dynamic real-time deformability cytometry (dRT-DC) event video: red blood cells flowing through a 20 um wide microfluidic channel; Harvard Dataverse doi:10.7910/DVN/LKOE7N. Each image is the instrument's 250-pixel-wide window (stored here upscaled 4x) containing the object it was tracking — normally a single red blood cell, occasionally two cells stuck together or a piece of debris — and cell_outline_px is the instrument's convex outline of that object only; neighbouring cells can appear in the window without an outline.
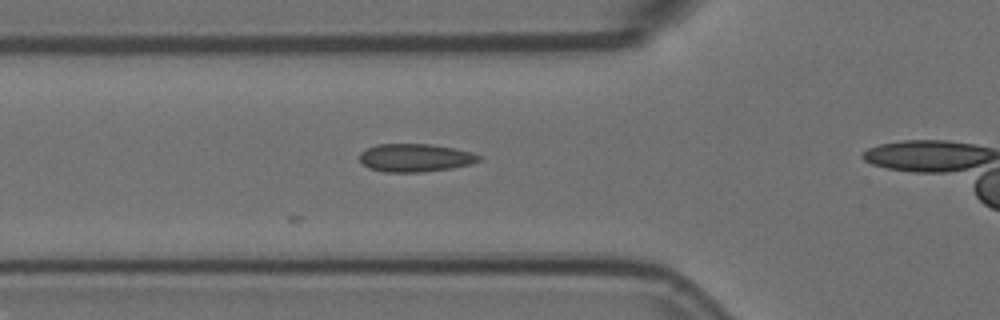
{"species": "Egyptian fruit bat (a non-hibernating species)", "species_latin": "Rousettus aegyptiacus", "temperature_condition": "room temperature", "stored_images_in_passage": 6, "camera_frame_rate_fps": 3000, "um_per_image_px": 0.085, "animal": {"sex": "female"}, "frame": {"image": 1, "passage_image": 5, "time_ms": 1.333, "image_size_px": [1000, 320], "cell_outline_px": [[484, 160], [452, 168], [424, 172], [384, 172], [368, 168], [360, 160], [360, 152], [376, 144], [432, 144], [472, 152], [484, 156]], "centroid_in_image_um": [35.33, 13.41], "position_along_channel_um": 90.5, "area_um2": 19.65}}